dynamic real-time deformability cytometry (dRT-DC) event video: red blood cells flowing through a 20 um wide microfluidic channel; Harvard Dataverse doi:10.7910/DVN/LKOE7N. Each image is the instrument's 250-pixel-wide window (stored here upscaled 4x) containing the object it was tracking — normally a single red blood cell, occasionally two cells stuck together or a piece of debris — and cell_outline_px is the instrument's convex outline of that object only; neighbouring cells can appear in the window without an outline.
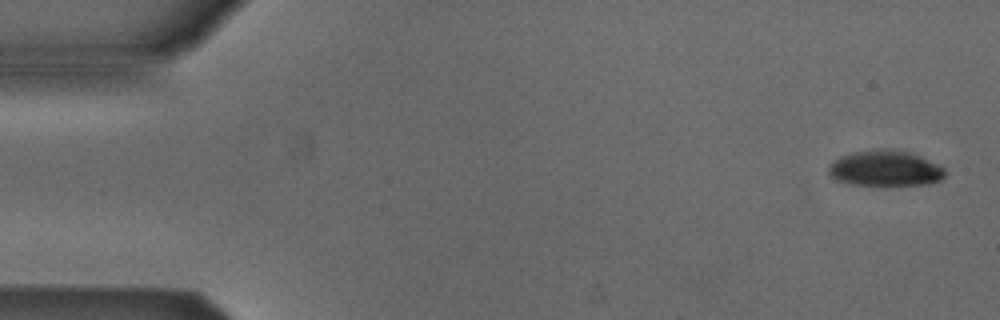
{"species": "Egyptian fruit bat (a non-hibernating species)", "species_latin": "Rousettus aegyptiacus", "temperature_condition": "cold", "stored_images_in_passage": 5, "camera_frame_rate_fps": 3000, "um_per_image_px": 0.085, "animal": {"sex": "male"}, "frame": {"image": 1, "passage_image": 1, "time_ms": 0.0, "image_size_px": [1000, 320], "cell_outline_px": [[948, 172], [940, 180], [928, 184], [852, 184], [836, 180], [828, 176], [828, 164], [832, 160], [840, 156], [852, 152], [908, 152], [920, 156], [944, 168]], "centroid_in_image_um": [75.2, 14.35], "position_along_channel_um": 9.8, "area_um2": 23.29}}